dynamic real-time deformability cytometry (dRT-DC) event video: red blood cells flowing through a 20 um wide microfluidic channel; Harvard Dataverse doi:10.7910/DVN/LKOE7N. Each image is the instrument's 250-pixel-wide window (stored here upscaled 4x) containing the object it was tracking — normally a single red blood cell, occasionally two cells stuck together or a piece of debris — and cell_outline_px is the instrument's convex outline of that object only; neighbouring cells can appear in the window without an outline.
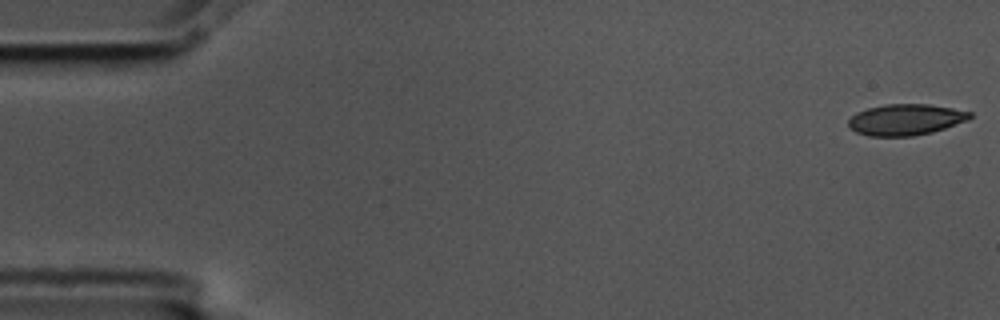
{"species": "common noctule bat (a hibernating species)", "species_latin": "Nyctalus noctula", "temperature_condition": "cold", "stored_images_in_passage": 56, "camera_frame_rate_fps": 3000, "um_per_image_px": 0.085, "animal": {"sex": "male", "body_mass_g": 17.5, "forearm_length_mm": 52.3}, "frame": {"image": 1, "passage_image": 1, "time_ms": 0.0, "image_size_px": [1000, 320], "cell_outline_px": [[972, 116], [968, 120], [932, 132], [912, 136], [868, 136], [856, 132], [848, 124], [848, 120], [856, 112], [868, 108], [884, 104], [928, 104], [952, 108], [972, 112]], "centroid_in_image_um": [76.98, 10.16], "position_along_channel_um": 8.0, "area_um2": 21.96}}
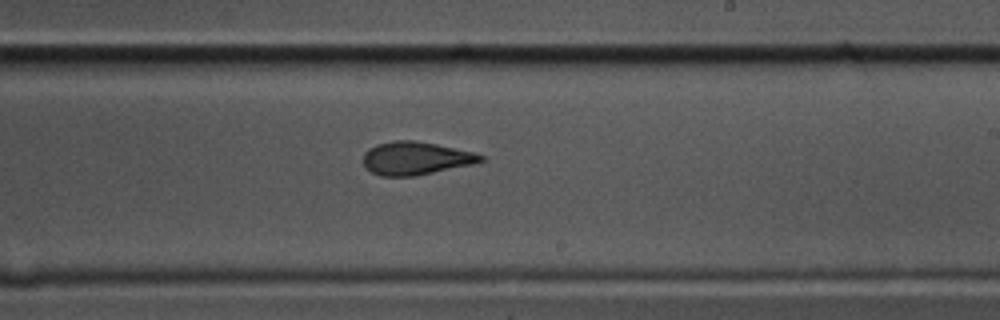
{"frame": {"image": 2, "passage_image": 33, "time_ms": 10.667, "image_size_px": [1000, 320], "cell_outline_px": [[484, 160], [472, 164], [416, 176], [380, 176], [372, 172], [364, 164], [364, 152], [368, 148], [376, 144], [392, 140], [416, 140], [436, 144], [472, 152], [484, 156]], "centroid_in_image_um": [35.3, 13.44], "position_along_channel_um": 253.7, "area_um2": 22.54}}
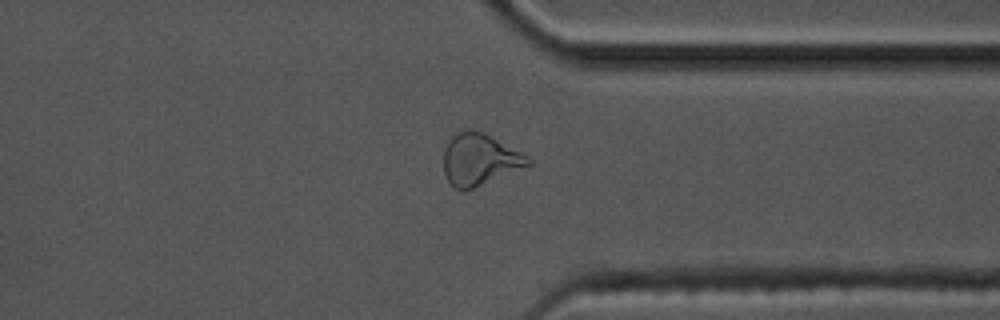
{"frame": {"image": 3, "passage_image": 43, "time_ms": 14.0, "image_size_px": [1000, 320], "cell_outline_px": [[532, 164], [464, 192], [456, 188], [444, 176], [444, 148], [448, 140], [456, 132], [468, 128], [472, 128], [484, 132], [528, 156], [532, 160]], "centroid_in_image_um": [40.74, 13.54], "position_along_channel_um": 370.7, "area_um2": 25.61}, "authors_computed_cell_mechanics": {"area_um2": 23.1489, "velocity_mm_per_s": 3.563, "shape_relaxation_time_tau1_ms": 7.12, "shape_relaxation_time_tau2_ms": 2.7289, "deformation_change_tau1": 0.1889, "deformation_change_tau2": 0.0795}}